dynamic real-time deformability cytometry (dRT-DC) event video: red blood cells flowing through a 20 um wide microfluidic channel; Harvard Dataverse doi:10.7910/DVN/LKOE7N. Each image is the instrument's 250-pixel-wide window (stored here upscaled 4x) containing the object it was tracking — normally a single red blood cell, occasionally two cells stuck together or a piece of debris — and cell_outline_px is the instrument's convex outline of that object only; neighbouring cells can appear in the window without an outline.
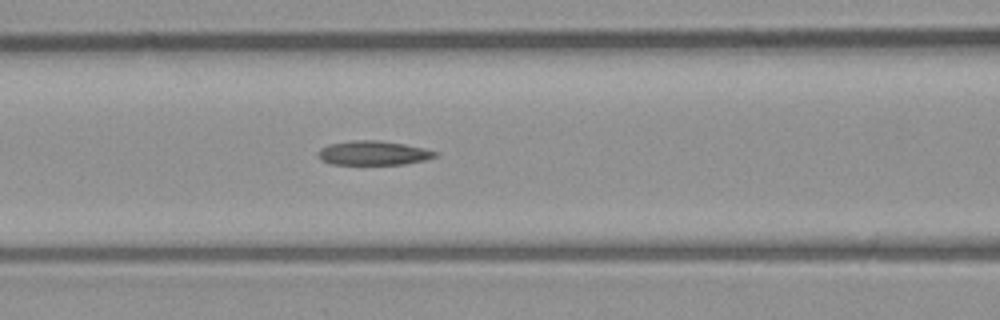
{"species": "common noctule bat (a hibernating species)", "species_latin": "Nyctalus noctula", "temperature_condition": "room temperature", "stored_images_in_passage": 6, "camera_frame_rate_fps": 3000, "um_per_image_px": 0.085, "animal": {"sex": "male", "body_mass_g": 23.1, "forearm_length_mm": 52.7}, "frame": {"image": 1, "passage_image": 6, "time_ms": 6.333, "image_size_px": [1000, 320], "cell_outline_px": [[440, 152], [436, 156], [424, 160], [404, 164], [332, 164], [320, 160], [316, 152], [320, 148], [328, 144], [352, 140], [380, 140], [404, 144], [424, 148]], "centroid_in_image_um": [31.7, 13.0], "position_along_channel_um": 134.9, "area_um2": 16.65}}